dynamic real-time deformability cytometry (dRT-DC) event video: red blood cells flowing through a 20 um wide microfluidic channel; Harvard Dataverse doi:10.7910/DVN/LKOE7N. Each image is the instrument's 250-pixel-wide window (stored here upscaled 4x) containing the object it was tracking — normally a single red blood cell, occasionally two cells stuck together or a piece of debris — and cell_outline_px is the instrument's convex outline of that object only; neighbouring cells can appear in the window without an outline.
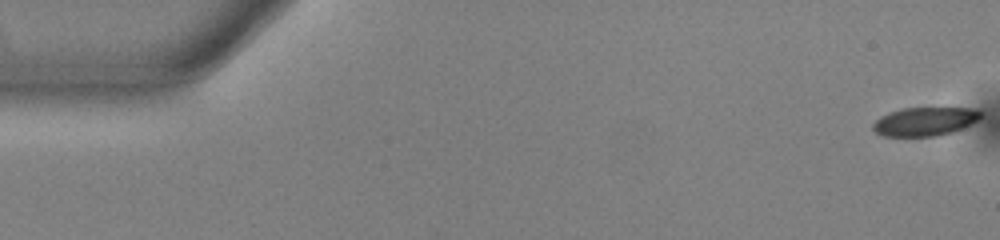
{"species": "common noctule bat (a hibernating species)", "species_latin": "Nyctalus noctula", "temperature_condition": "warm", "stored_images_in_passage": 53, "camera_frame_rate_fps": 3000, "um_per_image_px": 0.085, "animal": {"sex": "male", "body_mass_g": 13.0, "forearm_length_mm": 53.1}, "frame": {"image": 1, "passage_image": 1, "time_ms": 0.0, "image_size_px": [1000, 240], "cell_outline_px": [[980, 116], [972, 124], [952, 132], [936, 136], [884, 136], [876, 132], [872, 128], [872, 124], [880, 116], [888, 112], [904, 108], [976, 108], [980, 112]], "centroid_in_image_um": [78.59, 10.32], "position_along_channel_um": 6.4, "area_um2": 17.92}}
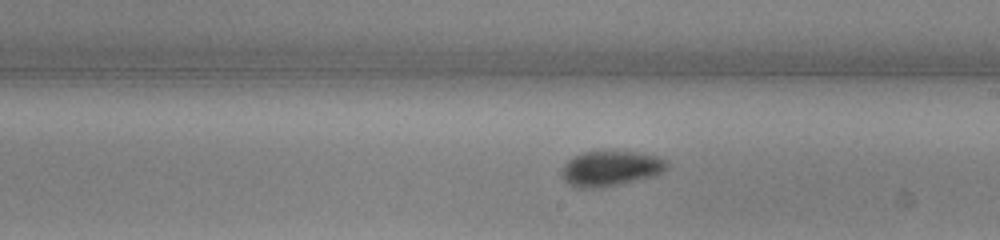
{"frame": {"image": 2, "passage_image": 30, "time_ms": 9.667, "image_size_px": [1000, 240], "cell_outline_px": [[668, 168], [652, 176], [600, 188], [576, 188], [568, 184], [564, 180], [560, 172], [564, 164], [568, 160], [584, 152], [604, 148], [636, 152], [656, 156], [668, 160]], "centroid_in_image_um": [51.86, 14.28], "position_along_channel_um": 237.1, "area_um2": 22.08}}
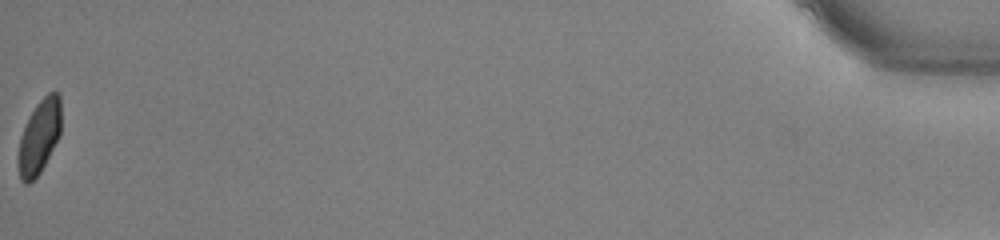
{"frame": {"image": 3, "passage_image": 53, "time_ms": 17.333, "image_size_px": [1000, 240], "cell_outline_px": [[60, 136], [40, 172], [28, 184], [24, 184], [20, 180], [16, 156], [20, 136], [36, 104], [48, 92], [60, 92]], "centroid_in_image_um": [3.31, 11.65], "position_along_channel_um": 431.9, "area_um2": 18.55}, "authors_computed_cell_mechanics": {"area_um2": 20.0566, "velocity_mm_per_s": 3.9256, "shape_relaxation_time_tau1_ms": 3.6631, "shape_relaxation_time_tau2_ms": 4.8278, "deformation_change_tau1": 0.1043, "deformation_change_tau2": 0.0555}}